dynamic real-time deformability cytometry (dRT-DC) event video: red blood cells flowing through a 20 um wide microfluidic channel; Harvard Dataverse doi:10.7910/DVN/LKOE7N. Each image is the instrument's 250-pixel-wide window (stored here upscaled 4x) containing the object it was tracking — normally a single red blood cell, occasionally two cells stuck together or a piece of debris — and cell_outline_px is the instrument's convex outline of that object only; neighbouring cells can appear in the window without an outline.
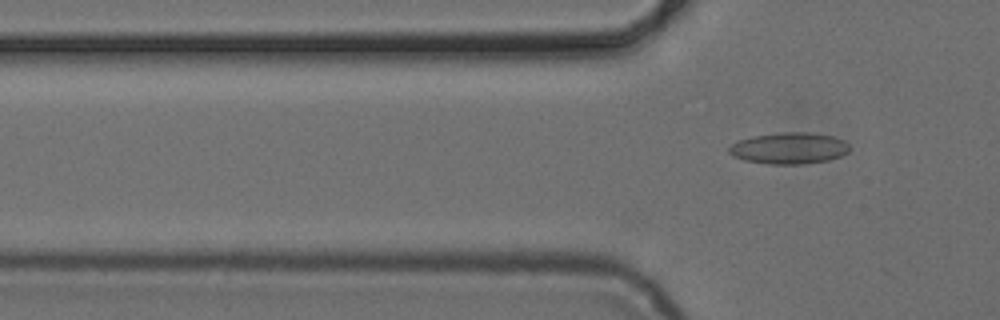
{"species": "common noctule bat (a hibernating species)", "species_latin": "Nyctalus noctula", "temperature_condition": "cold", "stored_images_in_passage": 7, "camera_frame_rate_fps": 3000, "um_per_image_px": 0.085, "animal": {"sex": "female", "body_mass_g": 24.6, "forearm_length_mm": 56.2}, "frame": {"image": 1, "passage_image": 7, "time_ms": 7.333, "image_size_px": [1000, 320], "cell_outline_px": [[852, 148], [848, 152], [840, 156], [828, 160], [804, 164], [768, 164], [744, 160], [732, 156], [728, 152], [728, 148], [732, 144], [740, 140], [752, 136], [780, 132], [808, 132], [832, 136], [844, 140]], "centroid_in_image_um": [67.08, 12.6], "position_along_channel_um": 58.7, "area_um2": 22.2}}